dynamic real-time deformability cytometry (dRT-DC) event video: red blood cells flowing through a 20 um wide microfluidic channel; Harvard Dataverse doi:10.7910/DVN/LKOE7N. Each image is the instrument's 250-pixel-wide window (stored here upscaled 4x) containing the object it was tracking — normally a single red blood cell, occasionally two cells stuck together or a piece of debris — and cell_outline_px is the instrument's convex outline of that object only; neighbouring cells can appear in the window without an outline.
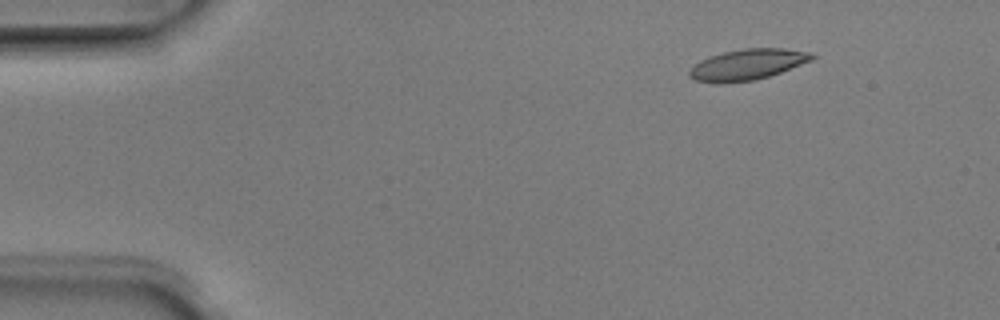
{"species": "Egyptian fruit bat (a non-hibernating species)", "species_latin": "Rousettus aegyptiacus", "temperature_condition": "room temperature", "stored_images_in_passage": 8, "camera_frame_rate_fps": 3000, "um_per_image_px": 0.085, "animal": {"sex": "male"}, "frame": {"image": 1, "passage_image": 2, "time_ms": 0.333, "image_size_px": [1000, 320], "cell_outline_px": [[816, 56], [812, 60], [780, 72], [768, 76], [752, 80], [716, 84], [696, 80], [688, 76], [688, 72], [700, 60], [708, 56], [724, 52], [744, 48], [784, 48], [812, 52]], "centroid_in_image_um": [63.53, 5.48], "position_along_channel_um": 21.5, "area_um2": 21.96}}
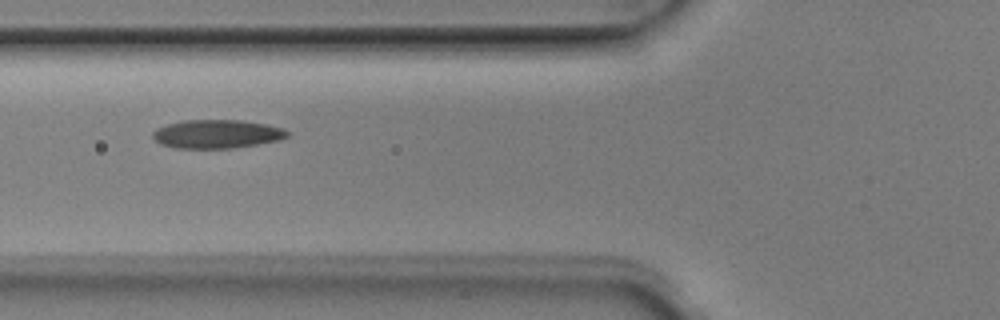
{"frame": {"image": 2, "passage_image": 6, "time_ms": 1.667, "image_size_px": [1000, 320], "cell_outline_px": [[288, 136], [280, 140], [232, 148], [176, 148], [160, 144], [152, 136], [152, 132], [156, 128], [168, 124], [184, 120], [240, 120], [264, 124], [284, 128], [288, 132]], "centroid_in_image_um": [18.42, 11.39], "position_along_channel_um": 107.4, "area_um2": 22.31}}
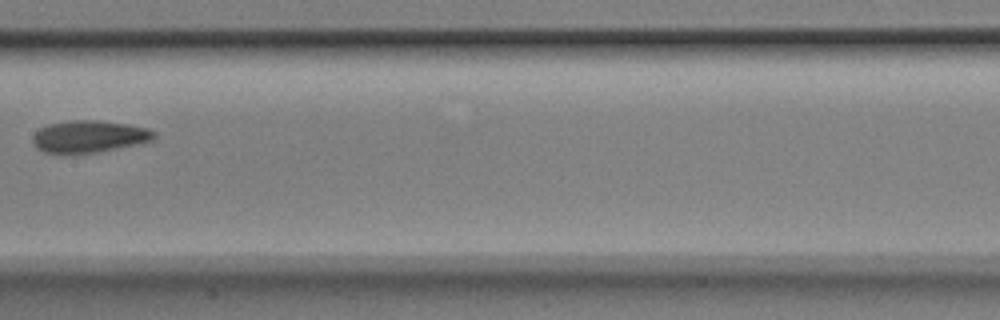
{"frame": {"image": 3, "passage_image": 8, "time_ms": 2.333, "image_size_px": [1000, 320], "cell_outline_px": [[156, 136], [152, 140], [136, 144], [96, 152], [64, 156], [44, 152], [36, 148], [32, 144], [32, 136], [40, 128], [48, 124], [72, 120], [96, 120], [128, 124], [148, 128], [156, 132]], "centroid_in_image_um": [7.51, 11.63], "position_along_channel_um": 199.9, "area_um2": 23.12}}